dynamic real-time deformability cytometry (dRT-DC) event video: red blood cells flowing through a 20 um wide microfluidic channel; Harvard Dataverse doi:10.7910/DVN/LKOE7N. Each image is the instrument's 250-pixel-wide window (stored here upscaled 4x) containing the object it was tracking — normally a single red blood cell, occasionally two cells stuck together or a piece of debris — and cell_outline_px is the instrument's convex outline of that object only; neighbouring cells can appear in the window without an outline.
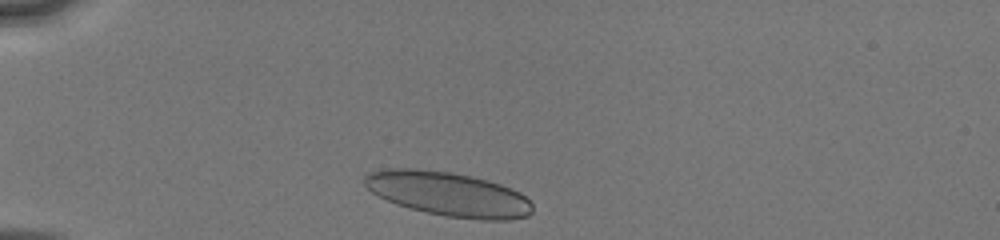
{"species": "human", "species_latin": "Homo sapiens", "temperature_condition": "cold", "stored_images_in_passage": 32, "camera_frame_rate_fps": 3000, "um_per_image_px": 0.085, "donor": {"sex": "male"}, "frame": {"image": 1, "passage_image": 2, "time_ms": 0.333, "image_size_px": [1000, 240], "cell_outline_px": [[532, 212], [528, 216], [508, 220], [480, 220], [444, 216], [396, 204], [372, 192], [364, 184], [364, 176], [368, 172], [384, 168], [412, 168], [452, 172], [472, 176], [488, 180], [512, 188], [520, 192], [532, 204]], "centroid_in_image_um": [38.12, 16.48], "position_along_channel_um": 46.9, "area_um2": 43.35}}
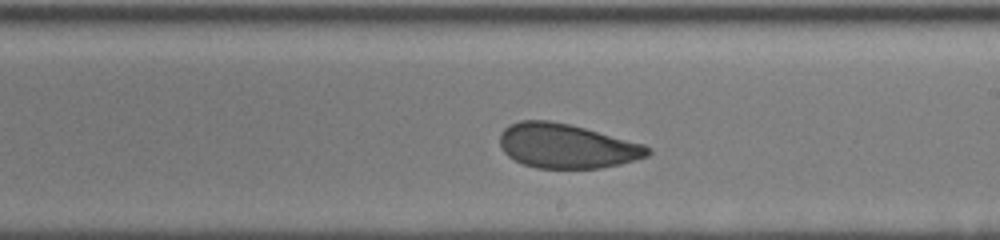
{"frame": {"image": 2, "passage_image": 20, "time_ms": 6.0, "image_size_px": [1000, 240], "cell_outline_px": [[652, 152], [648, 156], [620, 164], [600, 168], [536, 168], [524, 164], [508, 156], [504, 152], [500, 144], [500, 132], [504, 128], [520, 120], [548, 120], [568, 124], [584, 128], [644, 144], [652, 148]], "centroid_in_image_um": [48.17, 12.41], "position_along_channel_um": 240.8, "area_um2": 38.15}}
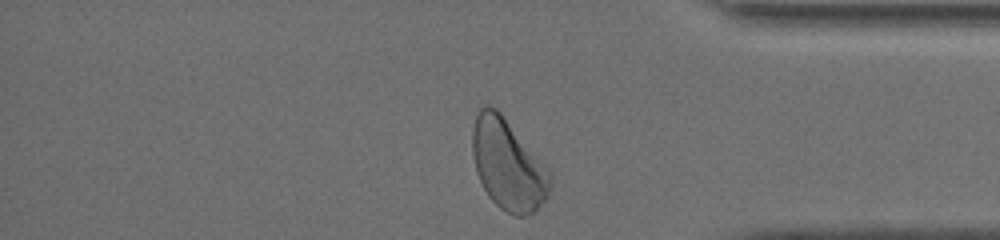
{"frame": {"image": 3, "passage_image": 32, "time_ms": 10.0, "image_size_px": [1000, 240], "cell_outline_px": [[552, 184], [548, 196], [528, 216], [516, 216], [500, 208], [488, 196], [476, 172], [472, 152], [472, 128], [476, 116], [480, 108], [484, 104], [488, 104], [496, 108], [500, 112], [544, 164], [552, 176]], "centroid_in_image_um": [43.16, 13.99], "position_along_channel_um": 392.0, "area_um2": 40.81}, "authors_computed_cell_mechanics": {"area_um2": 38.8127, "velocity_mm_per_s": 4.0552, "shape_relaxation_time_tau1_ms": 4.7351, "shape_relaxation_time_tau2_ms": 0.9345, "deformation_change_tau1": 0.121, "deformation_change_tau2": 0.0544}}